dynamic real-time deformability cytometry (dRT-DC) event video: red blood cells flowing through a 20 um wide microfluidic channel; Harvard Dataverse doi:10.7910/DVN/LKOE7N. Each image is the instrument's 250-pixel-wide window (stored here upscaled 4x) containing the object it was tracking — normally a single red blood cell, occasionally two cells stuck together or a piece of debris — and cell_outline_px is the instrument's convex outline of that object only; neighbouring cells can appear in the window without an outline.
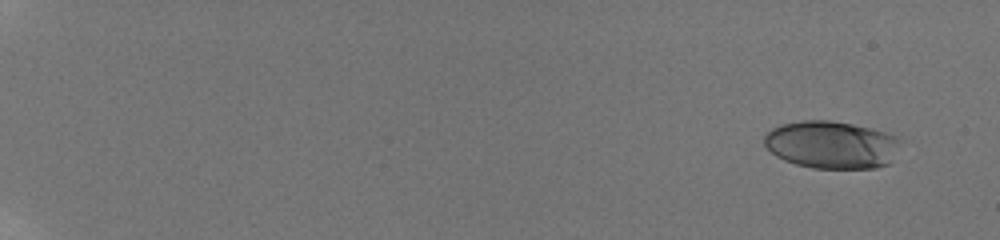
{"species": "human", "species_latin": "Homo sapiens", "temperature_condition": "room temperature", "stored_images_in_passage": 33, "camera_frame_rate_fps": 3000, "um_per_image_px": 0.085, "donor": {"sex": "male"}, "frame": {"image": 1, "passage_image": 1, "time_ms": 0.0, "image_size_px": [1000, 240], "cell_outline_px": [[900, 140], [888, 164], [876, 168], [812, 168], [796, 164], [784, 160], [776, 156], [764, 144], [764, 136], [772, 128], [780, 124], [804, 120], [828, 120], [852, 124], [884, 132], [896, 136]], "centroid_in_image_um": [70.63, 12.3], "position_along_channel_um": 14.4, "area_um2": 37.4}}
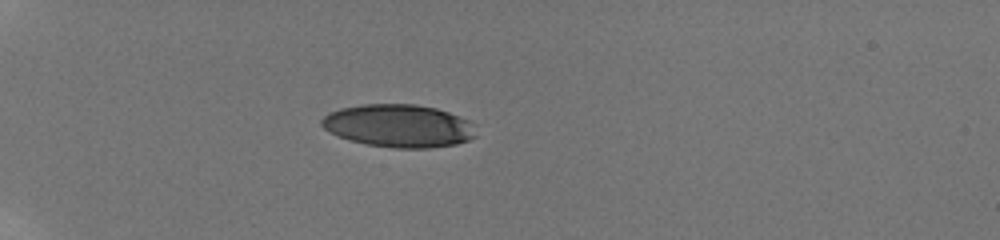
{"frame": {"image": 2, "passage_image": 28, "time_ms": 5.333, "image_size_px": [1000, 240], "cell_outline_px": [[476, 136], [468, 140], [456, 144], [428, 148], [396, 148], [368, 144], [348, 140], [324, 128], [320, 124], [320, 120], [328, 112], [340, 108], [360, 104], [416, 104], [436, 108], [448, 112], [468, 120], [476, 124]], "centroid_in_image_um": [33.91, 10.68], "position_along_channel_um": 51.1, "area_um2": 38.67}}